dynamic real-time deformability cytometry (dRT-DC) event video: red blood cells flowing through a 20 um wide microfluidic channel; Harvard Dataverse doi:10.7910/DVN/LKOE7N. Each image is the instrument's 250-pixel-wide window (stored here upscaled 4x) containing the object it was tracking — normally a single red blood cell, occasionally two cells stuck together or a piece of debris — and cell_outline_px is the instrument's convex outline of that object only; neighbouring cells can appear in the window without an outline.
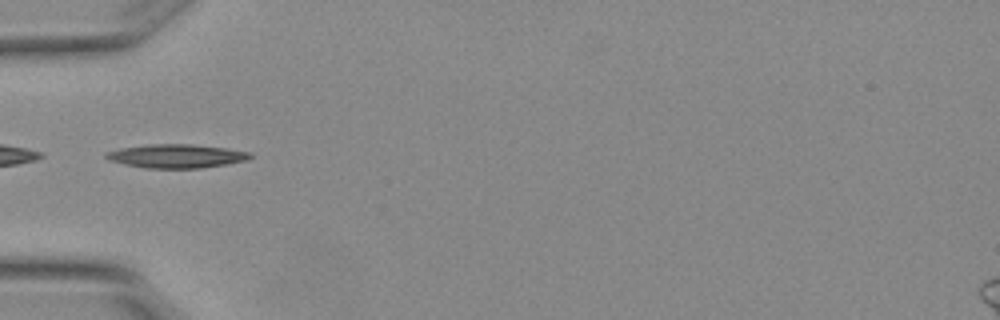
{"species": "Egyptian fruit bat (a non-hibernating species)", "species_latin": "Rousettus aegyptiacus", "temperature_condition": "warm", "stored_images_in_passage": 5, "camera_frame_rate_fps": 3000, "um_per_image_px": 0.085, "animal": {"sex": "female"}, "frame": {"image": 1, "passage_image": 5, "time_ms": 1.333, "image_size_px": [1000, 320], "cell_outline_px": [[252, 156], [248, 160], [200, 168], [144, 168], [124, 164], [112, 160], [104, 156], [104, 152], [120, 148], [148, 144], [192, 144], [224, 148], [252, 152]], "centroid_in_image_um": [14.98, 13.26], "position_along_channel_um": 70.0, "area_um2": 19.83}}